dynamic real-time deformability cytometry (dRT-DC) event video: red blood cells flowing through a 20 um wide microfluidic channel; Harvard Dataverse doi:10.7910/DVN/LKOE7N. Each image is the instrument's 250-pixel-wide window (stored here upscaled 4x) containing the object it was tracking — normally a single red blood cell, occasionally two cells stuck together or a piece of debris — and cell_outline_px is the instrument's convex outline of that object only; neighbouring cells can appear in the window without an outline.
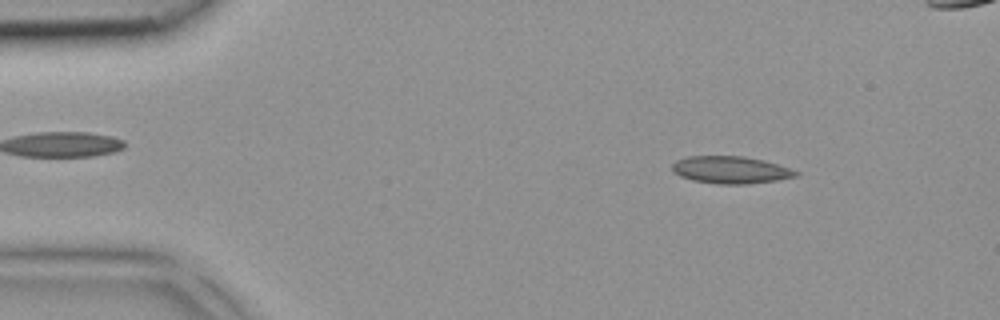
{"species": "common noctule bat (a hibernating species)", "species_latin": "Nyctalus noctula", "temperature_condition": "room temperature", "stored_images_in_passage": 38, "segment_of_instrument_passage": [1, 2], "camera_frame_rate_fps": 3000, "um_per_image_px": 0.085, "animal": {"sex": "female", "body_mass_g": 18.4}, "frame": {"image": 1, "passage_image": 1, "time_ms": 0.0, "image_size_px": [1000, 320], "cell_outline_px": [[800, 172], [796, 176], [776, 180], [744, 184], [716, 184], [692, 180], [680, 176], [672, 172], [672, 164], [676, 160], [688, 156], [744, 156], [764, 160]], "centroid_in_image_um": [62.05, 14.43], "position_along_channel_um": 22.9, "area_um2": 19.59}}
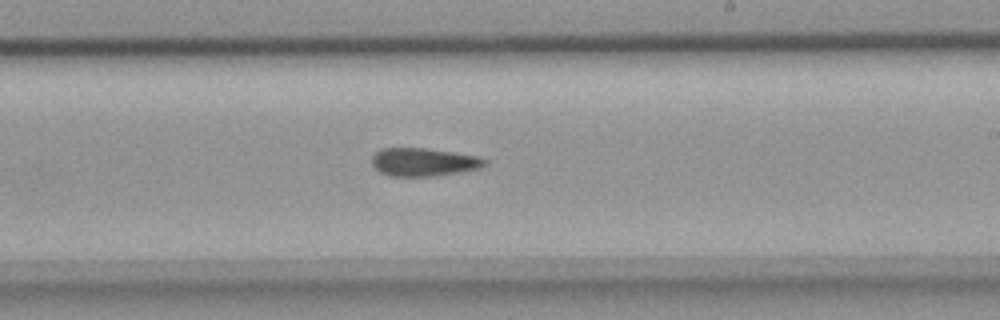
{"frame": {"image": 2, "passage_image": 20, "time_ms": 6.333, "image_size_px": [1000, 320], "cell_outline_px": [[488, 160], [480, 168], [432, 176], [392, 176], [380, 172], [372, 164], [372, 156], [380, 148], [424, 148], [480, 156]], "centroid_in_image_um": [35.99, 13.76], "position_along_channel_um": 253.0, "area_um2": 18.32}}
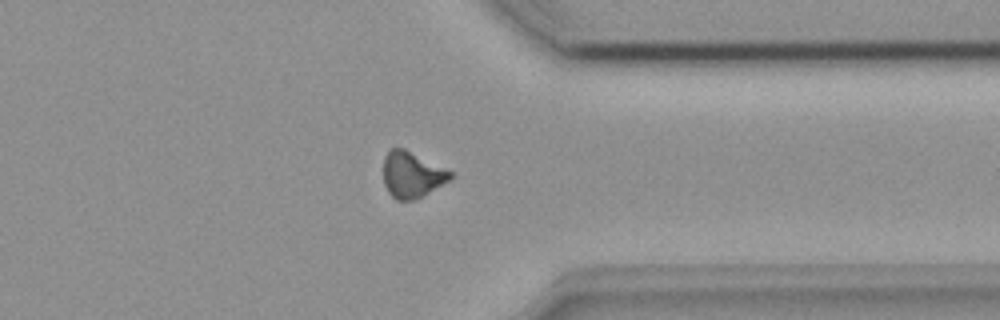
{"frame": {"image": 3, "passage_image": 28, "time_ms": 9.0, "image_size_px": [1000, 320], "cell_outline_px": [[456, 176], [452, 180], [412, 200], [396, 200], [388, 192], [384, 184], [384, 156], [388, 148], [404, 148], [452, 172]], "centroid_in_image_um": [35.01, 14.84], "position_along_channel_um": 376.4, "area_um2": 17.92}}